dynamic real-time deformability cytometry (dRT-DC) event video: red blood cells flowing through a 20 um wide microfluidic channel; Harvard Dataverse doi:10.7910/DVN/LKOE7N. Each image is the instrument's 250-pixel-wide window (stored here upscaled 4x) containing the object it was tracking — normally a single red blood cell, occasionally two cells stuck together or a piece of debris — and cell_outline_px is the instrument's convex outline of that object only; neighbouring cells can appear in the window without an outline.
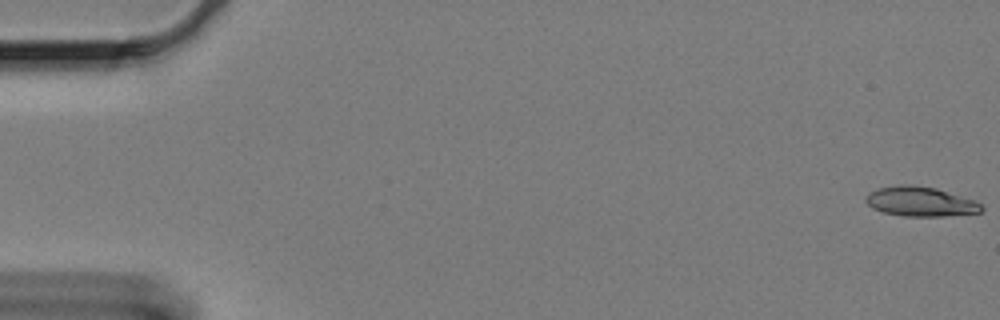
{"species": "Egyptian fruit bat (a non-hibernating species)", "species_latin": "Rousettus aegyptiacus", "temperature_condition": "cold", "stored_images_in_passage": 55, "camera_frame_rate_fps": 3000, "um_per_image_px": 0.085, "animal": {"sex": "female"}, "frame": {"image": 1, "passage_image": 1, "time_ms": 0.0, "image_size_px": [1000, 320], "cell_outline_px": [[984, 208], [980, 212], [944, 216], [904, 216], [884, 212], [872, 208], [864, 200], [864, 196], [868, 192], [876, 188], [900, 184], [912, 184], [936, 188], [972, 200], [980, 204]], "centroid_in_image_um": [78.15, 17.12], "position_along_channel_um": 6.8, "area_um2": 19.94}}
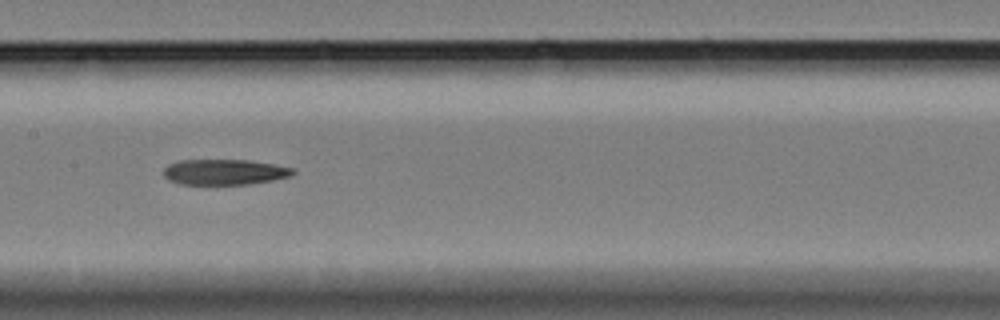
{"frame": {"image": 2, "passage_image": 31, "time_ms": 10.0, "image_size_px": [1000, 320], "cell_outline_px": [[296, 172], [292, 176], [272, 180], [248, 184], [180, 184], [168, 180], [164, 176], [164, 168], [168, 164], [180, 160], [248, 160], [272, 164], [292, 168]], "centroid_in_image_um": [19.06, 14.62], "position_along_channel_um": 188.3, "area_um2": 19.19}}
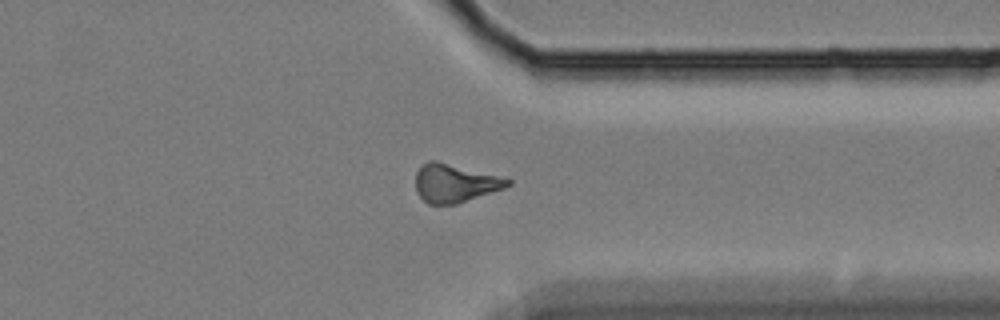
{"frame": {"image": 3, "passage_image": 48, "time_ms": 15.667, "image_size_px": [1000, 320], "cell_outline_px": [[512, 184], [504, 188], [456, 204], [428, 204], [416, 192], [416, 172], [420, 164], [428, 160], [436, 160], [512, 180]], "centroid_in_image_um": [38.61, 15.56], "position_along_channel_um": 372.8, "area_um2": 20.35}}